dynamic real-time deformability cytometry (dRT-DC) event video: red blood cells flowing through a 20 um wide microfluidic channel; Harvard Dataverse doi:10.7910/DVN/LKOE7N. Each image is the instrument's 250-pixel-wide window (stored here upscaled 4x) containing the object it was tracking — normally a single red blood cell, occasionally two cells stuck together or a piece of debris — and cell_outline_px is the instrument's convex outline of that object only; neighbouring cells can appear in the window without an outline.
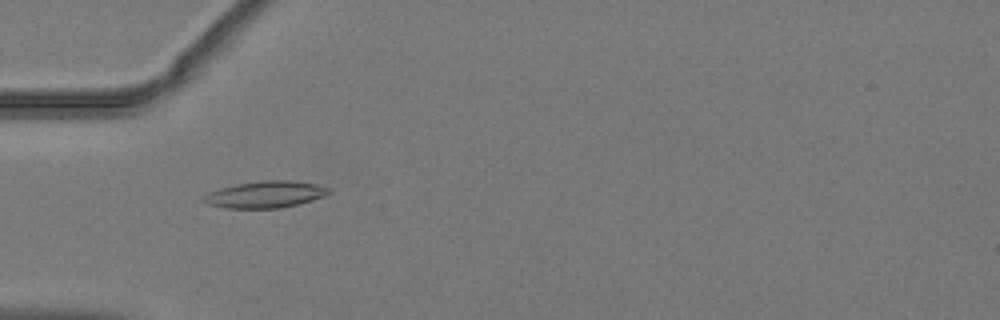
{"species": "common noctule bat (a hibernating species)", "species_latin": "Nyctalus noctula", "temperature_condition": "warm", "stored_images_in_passage": 53, "camera_frame_rate_fps": 3000, "um_per_image_px": 0.085, "animal": {"sex": "male", "body_mass_g": 19.2, "forearm_length_mm": 51.8}, "frame": {"image": 1, "passage_image": 18, "time_ms": 5.667, "image_size_px": [1000, 320], "cell_outline_px": [[332, 192], [324, 196], [312, 200], [280, 208], [224, 208], [208, 204], [200, 200], [208, 192], [220, 188], [236, 184], [260, 180], [292, 180], [316, 184], [332, 188]], "centroid_in_image_um": [22.56, 16.52], "position_along_channel_um": 62.4, "area_um2": 19.65}}
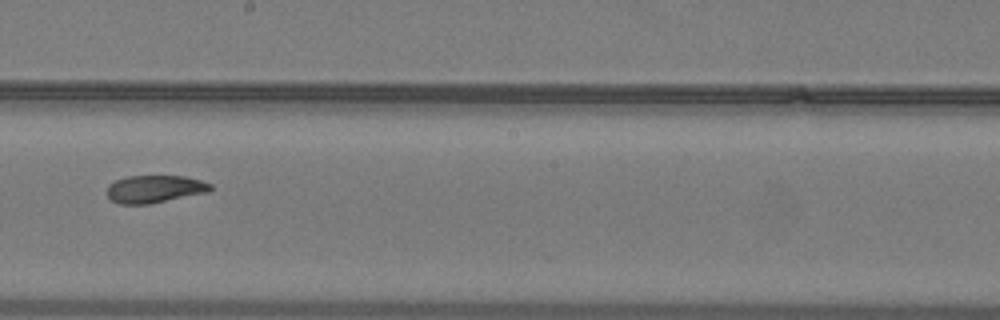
{"frame": {"image": 2, "passage_image": 31, "time_ms": 10.0, "image_size_px": [1000, 320], "cell_outline_px": [[212, 188], [208, 192], [148, 204], [120, 204], [112, 200], [108, 196], [108, 184], [116, 180], [128, 176], [184, 176], [200, 180], [212, 184]], "centroid_in_image_um": [13.15, 16.06], "position_along_channel_um": 235.1, "area_um2": 16.47}}
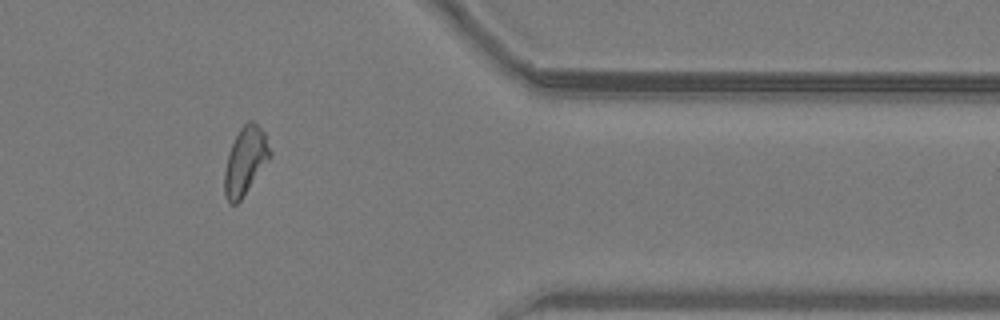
{"frame": {"image": 3, "passage_image": 44, "time_ms": 14.333, "image_size_px": [1000, 320], "cell_outline_px": [[272, 156], [240, 200], [236, 204], [228, 204], [224, 196], [224, 172], [228, 152], [240, 128], [248, 120], [252, 120], [264, 132], [272, 152]], "centroid_in_image_um": [20.84, 13.69], "position_along_channel_um": 390.6, "area_um2": 17.98}, "authors_computed_cell_mechanics": {"area_um2": 18.0336, "velocity_mm_per_s": 4.0352, "shape_relaxation_time_tau1_ms": 8.0799, "shape_relaxation_time_tau2_ms": 3.8312, "deformation_change_tau1": 0.1857, "deformation_change_tau2": 0.1036}}